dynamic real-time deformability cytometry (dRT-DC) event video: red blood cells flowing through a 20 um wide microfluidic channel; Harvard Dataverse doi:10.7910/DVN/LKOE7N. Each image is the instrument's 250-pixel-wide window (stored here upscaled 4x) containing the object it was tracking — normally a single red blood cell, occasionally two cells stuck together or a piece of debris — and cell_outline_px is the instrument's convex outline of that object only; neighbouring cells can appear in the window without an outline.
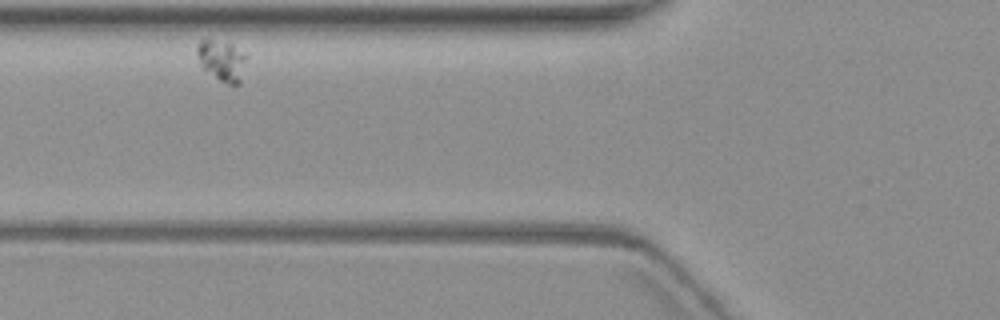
{"species": "common noctule bat (a hibernating species)", "species_latin": "Nyctalus noctula", "temperature_condition": "warm", "stored_images_in_passage": 8, "camera_frame_rate_fps": 3000, "um_per_image_px": 0.085, "animal": {"sex": "female", "body_mass_g": 19.3, "forearm_length_mm": 54.1}, "frame": {"image": 1, "passage_image": 2, "time_ms": 1.333, "image_size_px": [1000, 320], "cell_outline_px": [[248, 56], [240, 84], [228, 84], [220, 80], [204, 68], [196, 52], [196, 44], [200, 40], [212, 40], [232, 44]], "centroid_in_image_um": [18.89, 5.13], "position_along_channel_um": 106.9, "area_um2": 11.56}}
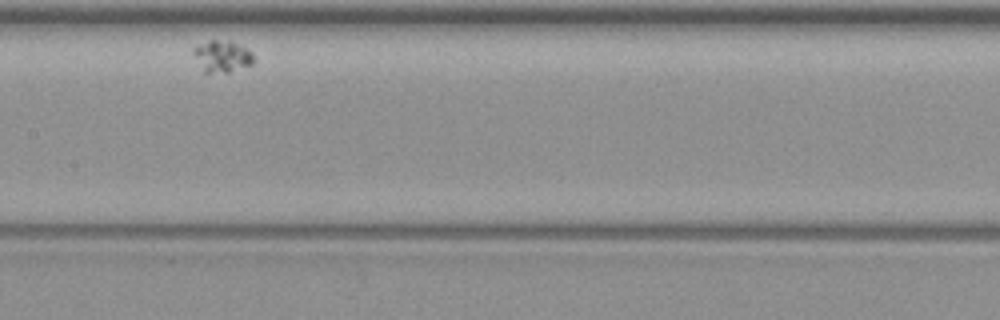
{"frame": {"image": 2, "passage_image": 4, "time_ms": 4.333, "image_size_px": [1000, 320], "cell_outline_px": [[256, 60], [252, 64], [228, 72], [204, 72], [192, 52], [192, 48], [208, 40], [216, 40], [240, 44], [252, 52]], "centroid_in_image_um": [18.9, 4.78], "position_along_channel_um": 188.5, "area_um2": 10.98}}
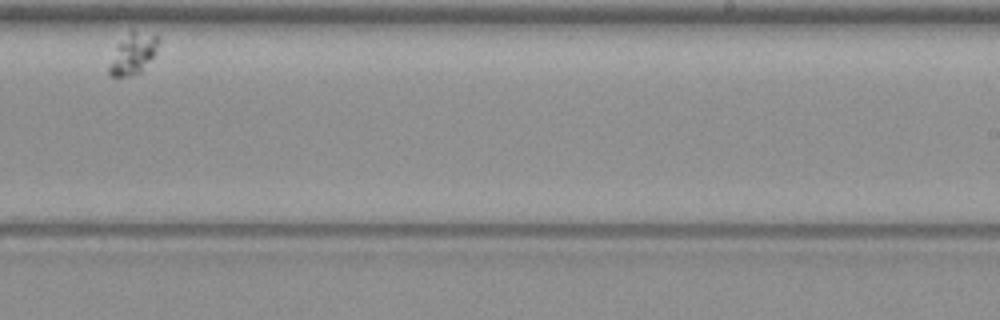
{"frame": {"image": 3, "passage_image": 6, "time_ms": 7.667, "image_size_px": [1000, 320], "cell_outline_px": [[160, 40], [156, 52], [140, 72], [128, 76], [112, 76], [108, 72], [108, 68], [116, 44], [132, 28], [156, 36]], "centroid_in_image_um": [11.29, 4.52], "position_along_channel_um": 277.7, "area_um2": 11.79}}